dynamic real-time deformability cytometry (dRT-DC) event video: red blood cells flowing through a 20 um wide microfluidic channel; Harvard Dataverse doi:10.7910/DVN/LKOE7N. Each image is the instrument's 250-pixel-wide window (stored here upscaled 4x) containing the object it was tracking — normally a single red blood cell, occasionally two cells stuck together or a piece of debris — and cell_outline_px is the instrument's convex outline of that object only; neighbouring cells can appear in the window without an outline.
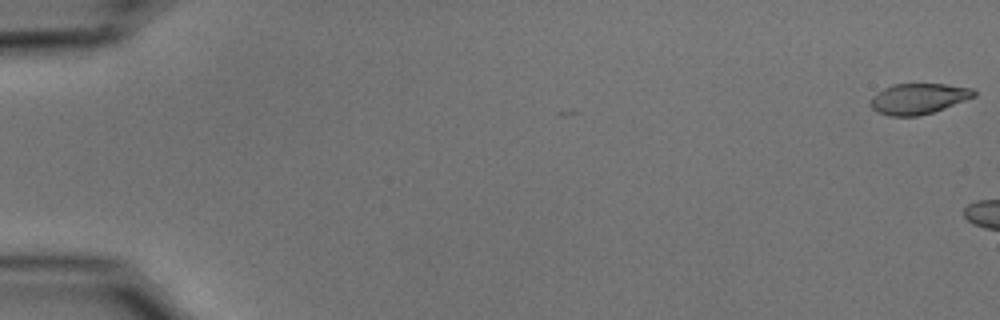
{"species": "common noctule bat (a hibernating species)", "species_latin": "Nyctalus noctula", "temperature_condition": "cold", "stored_images_in_passage": 5, "camera_frame_rate_fps": 3000, "um_per_image_px": 0.085, "animal": {"sex": "male", "body_mass_g": 15.6}, "frame": {"image": 1, "passage_image": 1, "time_ms": 0.0, "image_size_px": [1000, 320], "cell_outline_px": [[976, 96], [932, 112], [916, 116], [888, 116], [876, 112], [868, 104], [872, 96], [884, 88], [892, 84], [944, 84], [972, 88], [976, 92]], "centroid_in_image_um": [78.01, 8.39], "position_along_channel_um": 7.0, "area_um2": 18.44}}